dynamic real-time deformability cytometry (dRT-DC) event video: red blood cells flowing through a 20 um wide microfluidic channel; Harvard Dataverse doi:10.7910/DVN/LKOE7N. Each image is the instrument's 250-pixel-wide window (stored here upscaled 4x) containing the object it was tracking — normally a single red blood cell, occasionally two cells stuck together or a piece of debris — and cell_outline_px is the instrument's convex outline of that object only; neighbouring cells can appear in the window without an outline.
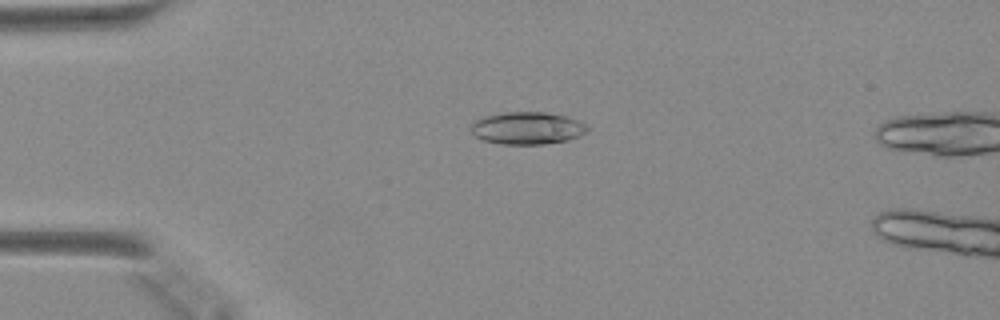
{"species": "Egyptian fruit bat (a non-hibernating species)", "species_latin": "Rousettus aegyptiacus", "temperature_condition": "warm", "stored_images_in_passage": 14, "camera_frame_rate_fps": 3000, "um_per_image_px": 0.085, "animal": {"sex": "female"}, "frame": {"image": 1, "passage_image": 12, "time_ms": 3.667, "image_size_px": [1000, 320], "cell_outline_px": [[588, 132], [580, 136], [568, 140], [544, 144], [500, 144], [484, 140], [476, 136], [472, 132], [472, 124], [476, 120], [488, 116], [504, 112], [544, 112], [568, 116], [584, 124], [588, 128]], "centroid_in_image_um": [44.86, 10.89], "position_along_channel_um": 40.1, "area_um2": 21.79}}